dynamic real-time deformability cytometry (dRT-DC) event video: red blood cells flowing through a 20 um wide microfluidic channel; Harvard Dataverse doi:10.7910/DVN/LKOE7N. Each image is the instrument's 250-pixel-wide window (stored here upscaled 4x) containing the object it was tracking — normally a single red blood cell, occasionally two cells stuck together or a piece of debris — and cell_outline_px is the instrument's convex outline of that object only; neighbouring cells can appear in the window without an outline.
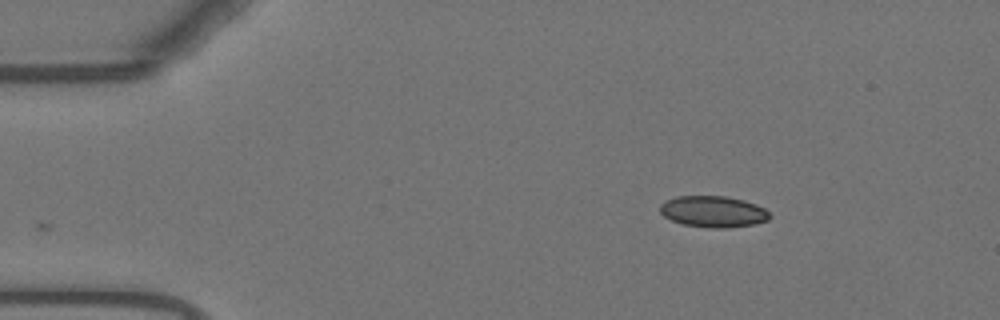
{"species": "Egyptian fruit bat (a non-hibernating species)", "species_latin": "Rousettus aegyptiacus", "temperature_condition": "warm", "stored_images_in_passage": 47, "camera_frame_rate_fps": 3000, "um_per_image_px": 0.085, "animal": {"sex": "female"}, "frame": {"image": 1, "passage_image": 1, "time_ms": 0.0, "image_size_px": [1000, 320], "cell_outline_px": [[772, 216], [768, 220], [756, 224], [728, 228], [708, 228], [684, 224], [672, 220], [664, 216], [660, 212], [660, 204], [664, 200], [676, 196], [724, 196], [744, 200], [756, 204], [764, 208]], "centroid_in_image_um": [60.63, 17.99], "position_along_channel_um": 24.4, "area_um2": 20.17}}
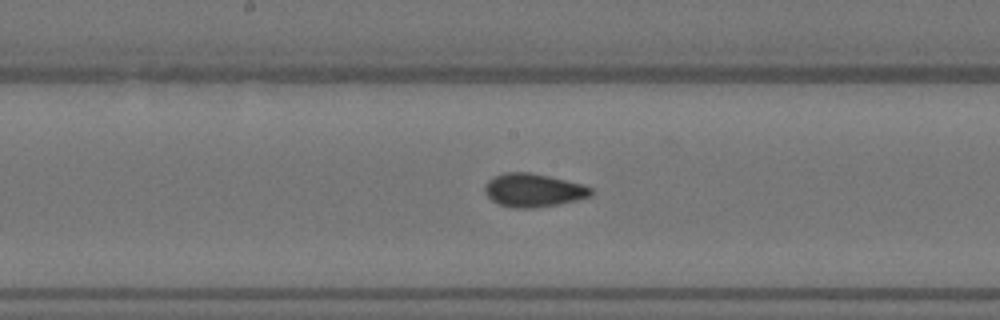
{"frame": {"image": 2, "passage_image": 21, "time_ms": 6.667, "image_size_px": [1000, 320], "cell_outline_px": [[592, 196], [576, 200], [556, 204], [532, 208], [512, 208], [500, 204], [492, 200], [484, 192], [484, 188], [488, 180], [504, 172], [532, 172], [584, 184], [592, 188]], "centroid_in_image_um": [45.35, 16.16], "position_along_channel_um": 202.9, "area_um2": 20.63}}
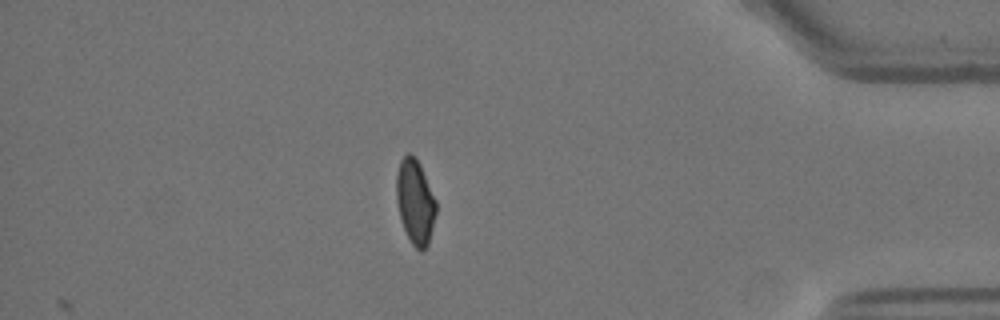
{"frame": {"image": 3, "passage_image": 40, "time_ms": 13.0, "image_size_px": [1000, 320], "cell_outline_px": [[436, 212], [428, 244], [420, 252], [412, 244], [404, 228], [400, 216], [396, 200], [396, 176], [400, 160], [408, 152], [412, 152], [416, 156], [420, 164], [436, 200]], "centroid_in_image_um": [35.28, 17.09], "position_along_channel_um": 399.9, "area_um2": 19.54}, "authors_computed_cell_mechanics": {"area_um2": 20.1144, "velocity_mm_per_s": 3.7255, "shape_relaxation_time_tau1_ms": null, "shape_relaxation_time_tau2_ms": 1.6792, "deformation_change_tau1": null, "deformation_change_tau2": 0.0609}}